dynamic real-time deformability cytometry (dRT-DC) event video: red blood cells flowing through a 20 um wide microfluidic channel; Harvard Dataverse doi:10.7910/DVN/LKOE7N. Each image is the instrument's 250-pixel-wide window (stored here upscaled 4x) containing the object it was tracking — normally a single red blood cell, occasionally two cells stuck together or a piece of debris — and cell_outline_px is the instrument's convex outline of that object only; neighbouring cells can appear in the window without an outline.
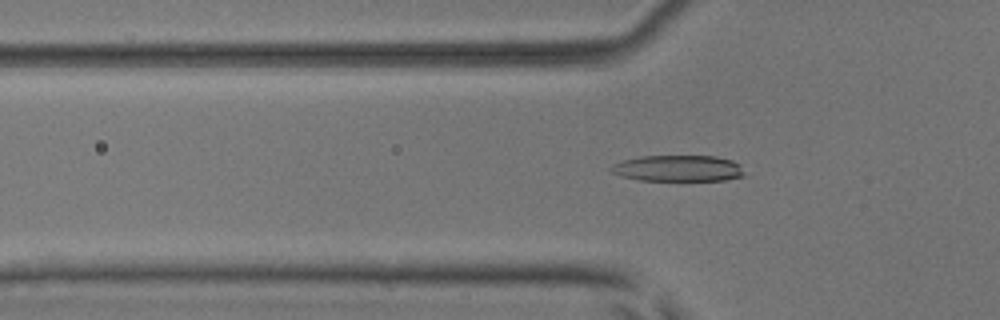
{"species": "common noctule bat (a hibernating species)", "species_latin": "Nyctalus noctula", "temperature_condition": "room temperature", "stored_images_in_passage": 41, "camera_frame_rate_fps": 3000, "um_per_image_px": 0.085, "animal": {"sex": "male", "body_mass_g": 17.9, "forearm_length_mm": 54.2}, "frame": {"image": 1, "passage_image": 19, "time_ms": 6.0, "image_size_px": [1000, 320], "cell_outline_px": [[744, 176], [724, 180], [640, 180], [620, 176], [612, 172], [608, 168], [612, 164], [624, 160], [640, 156], [716, 156], [732, 160], [740, 164], [744, 172]], "centroid_in_image_um": [57.63, 14.3], "position_along_channel_um": 68.2, "area_um2": 20.4}}
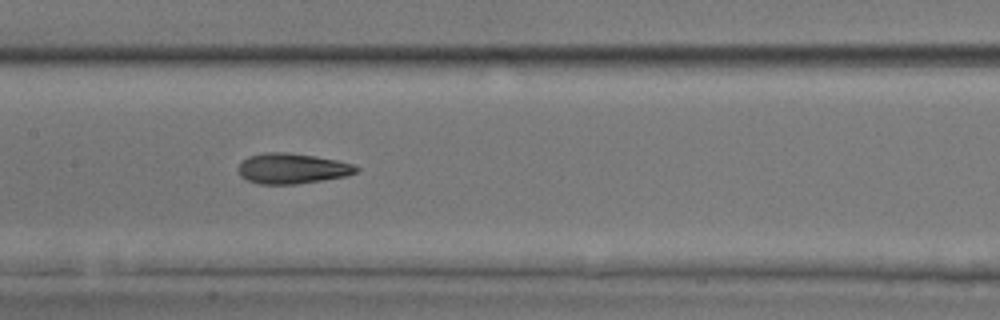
{"frame": {"image": 2, "passage_image": 28, "time_ms": 9.0, "image_size_px": [1000, 320], "cell_outline_px": [[360, 168], [356, 172], [344, 176], [324, 180], [296, 184], [260, 184], [248, 180], [240, 176], [236, 168], [248, 156], [264, 152], [288, 152], [336, 160], [352, 164]], "centroid_in_image_um": [24.79, 14.32], "position_along_channel_um": 182.6, "area_um2": 20.81}}
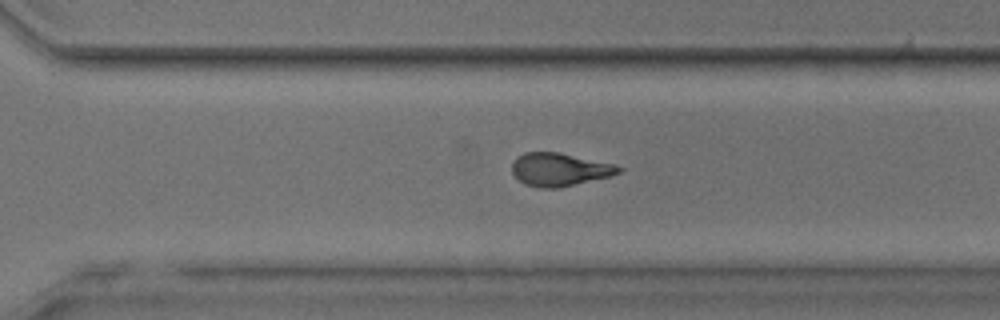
{"frame": {"image": 3, "passage_image": 39, "time_ms": 12.667, "image_size_px": [1000, 320], "cell_outline_px": [[624, 168], [620, 172], [612, 176], [556, 188], [540, 188], [524, 184], [512, 172], [512, 164], [516, 156], [524, 152], [560, 152], [616, 164]], "centroid_in_image_um": [47.58, 14.39], "position_along_channel_um": 323.0, "area_um2": 20.69}}